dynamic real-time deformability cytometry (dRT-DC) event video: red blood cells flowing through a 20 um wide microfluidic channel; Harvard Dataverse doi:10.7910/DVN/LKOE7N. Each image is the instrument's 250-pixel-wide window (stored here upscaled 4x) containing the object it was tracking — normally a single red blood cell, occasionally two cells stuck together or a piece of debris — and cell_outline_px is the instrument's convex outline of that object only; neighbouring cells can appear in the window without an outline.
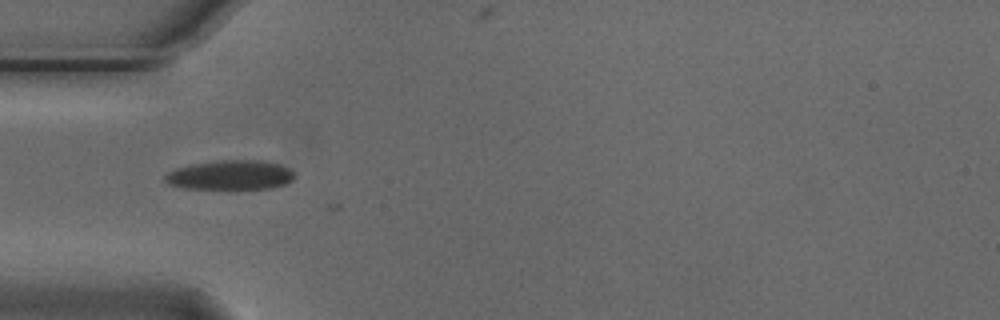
{"species": "Egyptian fruit bat (a non-hibernating species)", "species_latin": "Rousettus aegyptiacus", "temperature_condition": "cold", "stored_images_in_passage": 6, "camera_frame_rate_fps": 3000, "um_per_image_px": 0.085, "animal": {"sex": "male"}, "frame": {"image": 1, "passage_image": 4, "time_ms": 1.0, "image_size_px": [1000, 320], "cell_outline_px": [[292, 180], [284, 184], [272, 188], [232, 192], [224, 192], [184, 188], [168, 184], [164, 180], [164, 176], [168, 172], [176, 168], [192, 164], [220, 160], [260, 160], [280, 164], [288, 168], [292, 172]], "centroid_in_image_um": [19.53, 14.94], "position_along_channel_um": 65.5, "area_um2": 23.35}}